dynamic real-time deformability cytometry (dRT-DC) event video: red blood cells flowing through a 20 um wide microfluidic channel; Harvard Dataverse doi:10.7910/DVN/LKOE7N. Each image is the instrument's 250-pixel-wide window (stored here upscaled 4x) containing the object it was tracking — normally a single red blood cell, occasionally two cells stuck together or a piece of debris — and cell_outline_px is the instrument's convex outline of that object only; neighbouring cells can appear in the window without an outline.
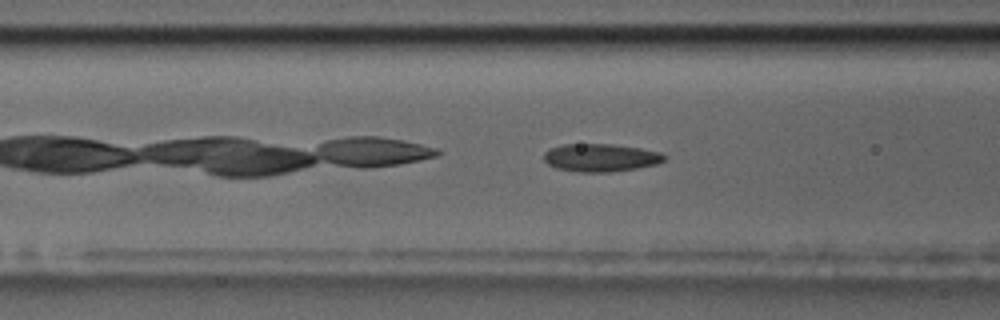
{"species": "common noctule bat (a hibernating species)", "species_latin": "Nyctalus noctula", "temperature_condition": "room temperature", "stored_images_in_passage": 25, "camera_frame_rate_fps": 3000, "um_per_image_px": 0.085, "animal": {"sex": "male", "body_mass_g": 17.5, "forearm_length_mm": 52.3}, "frame": {"image": 1, "passage_image": 7, "time_ms": 2.0, "image_size_px": [1000, 320], "cell_outline_px": [[668, 156], [664, 160], [656, 164], [636, 168], [608, 172], [580, 172], [556, 168], [548, 164], [544, 160], [544, 152], [548, 148], [564, 144], [612, 144], [640, 148], [660, 152]], "centroid_in_image_um": [51.04, 13.39], "position_along_channel_um": 115.6, "area_um2": 19.59}}
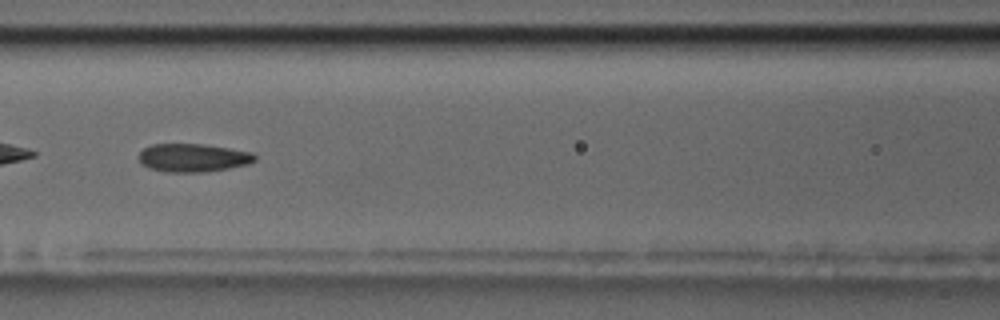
{"frame": {"image": 2, "passage_image": 10, "time_ms": 3.0, "image_size_px": [1000, 320], "cell_outline_px": [[256, 160], [248, 164], [228, 168], [204, 172], [164, 172], [148, 168], [140, 164], [136, 156], [144, 148], [152, 144], [204, 144], [252, 152], [256, 156]], "centroid_in_image_um": [16.35, 13.41], "position_along_channel_um": 150.2, "area_um2": 19.31}}